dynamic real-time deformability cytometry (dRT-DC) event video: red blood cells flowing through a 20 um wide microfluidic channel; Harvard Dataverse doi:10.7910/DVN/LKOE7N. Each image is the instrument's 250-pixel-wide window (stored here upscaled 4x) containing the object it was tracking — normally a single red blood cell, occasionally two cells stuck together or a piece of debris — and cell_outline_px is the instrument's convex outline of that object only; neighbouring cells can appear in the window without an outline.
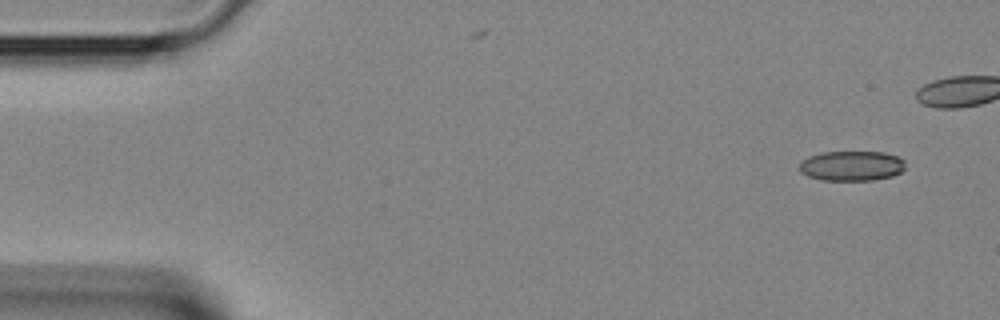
{"species": "Egyptian fruit bat (a non-hibernating species)", "species_latin": "Rousettus aegyptiacus", "temperature_condition": "room temperature", "stored_images_in_passage": 4, "segment_of_instrument_passage": [2, 2], "camera_frame_rate_fps": 3000, "um_per_image_px": 0.085, "animal": {"sex": "female"}, "frame": {"image": 1, "passage_image": 4, "time_ms": 1.0, "image_size_px": [1000, 320], "cell_outline_px": [[904, 168], [900, 172], [892, 176], [872, 180], [820, 180], [808, 176], [800, 172], [800, 164], [808, 156], [824, 152], [884, 152], [896, 156], [904, 160]], "centroid_in_image_um": [72.38, 14.1], "position_along_channel_um": 12.6, "area_um2": 18.38}}